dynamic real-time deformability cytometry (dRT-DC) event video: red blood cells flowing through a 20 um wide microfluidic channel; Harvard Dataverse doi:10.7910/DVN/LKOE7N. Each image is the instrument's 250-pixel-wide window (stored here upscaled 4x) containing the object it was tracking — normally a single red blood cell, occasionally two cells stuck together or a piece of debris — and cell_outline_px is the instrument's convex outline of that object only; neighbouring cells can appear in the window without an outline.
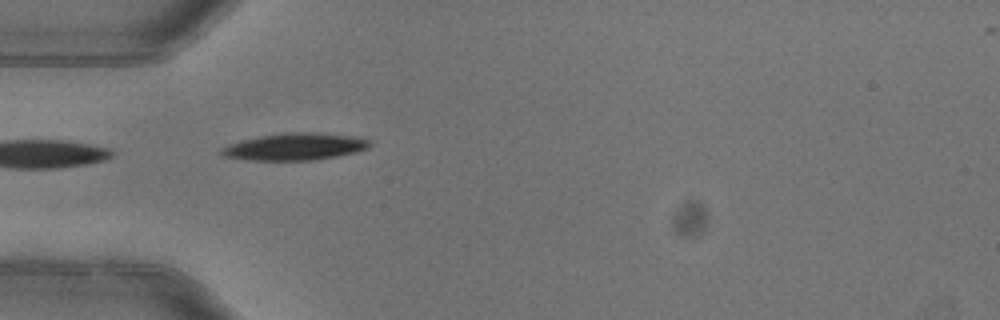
{"species": "common noctule bat (a hibernating species)", "species_latin": "Nyctalus noctula", "temperature_condition": "warm", "stored_images_in_passage": 3, "camera_frame_rate_fps": 3000, "um_per_image_px": 0.085, "animal": {"sex": "female"}, "frame": {"image": 1, "passage_image": 1, "time_ms": 0.0, "image_size_px": [1000, 320], "cell_outline_px": [[372, 144], [368, 148], [356, 152], [336, 156], [312, 160], [252, 160], [224, 156], [220, 152], [220, 148], [240, 140], [260, 136], [284, 132], [316, 132], [360, 136], [368, 140]], "centroid_in_image_um": [25.11, 12.45], "position_along_channel_um": 59.9, "area_um2": 23.47}}